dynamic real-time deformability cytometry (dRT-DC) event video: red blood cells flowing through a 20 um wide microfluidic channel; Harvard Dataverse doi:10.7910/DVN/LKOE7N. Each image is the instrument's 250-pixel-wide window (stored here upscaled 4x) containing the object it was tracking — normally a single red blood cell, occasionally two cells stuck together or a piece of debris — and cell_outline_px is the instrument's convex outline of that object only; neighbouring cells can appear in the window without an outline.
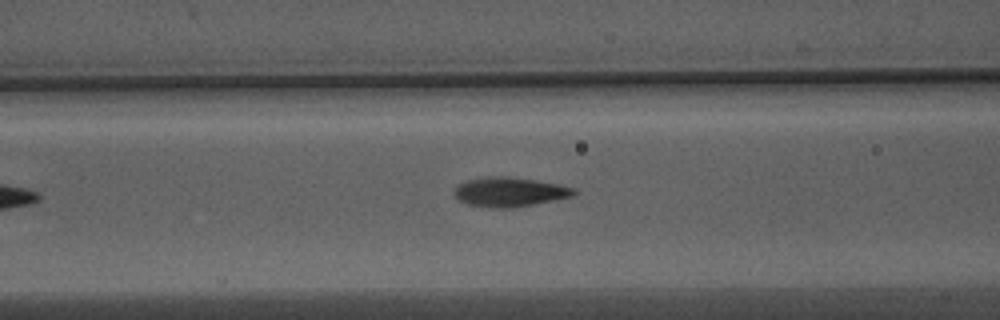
{"species": "Egyptian fruit bat (a non-hibernating species)", "species_latin": "Rousettus aegyptiacus", "temperature_condition": "warm", "stored_images_in_passage": 27, "camera_frame_rate_fps": 3000, "um_per_image_px": 0.085, "animal": {"sex": "male"}, "frame": {"image": 1, "passage_image": 10, "time_ms": 3.0, "image_size_px": [1000, 320], "cell_outline_px": [[576, 192], [572, 196], [512, 208], [492, 208], [468, 204], [460, 200], [456, 196], [456, 188], [460, 184], [468, 180], [492, 176], [508, 176], [536, 180], [560, 184], [576, 188]], "centroid_in_image_um": [43.36, 16.31], "position_along_channel_um": 123.2, "area_um2": 20.17}}
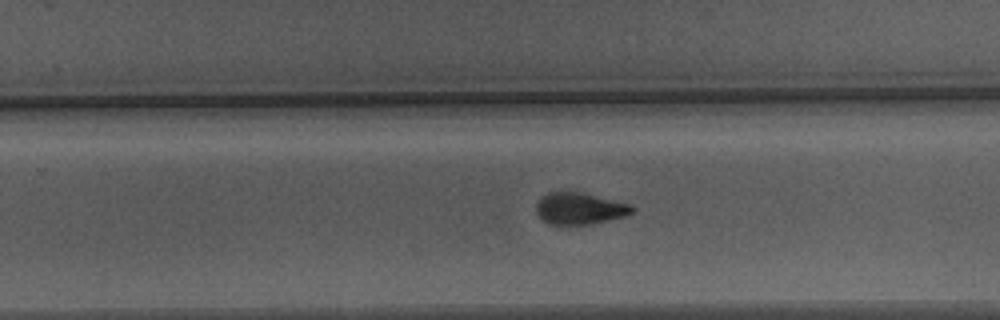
{"frame": {"image": 2, "passage_image": 19, "time_ms": 6.0, "image_size_px": [1000, 320], "cell_outline_px": [[636, 208], [632, 212], [624, 216], [592, 224], [548, 224], [536, 212], [536, 204], [548, 192], [580, 192], [632, 204]], "centroid_in_image_um": [49.3, 17.72], "position_along_channel_um": 280.5, "area_um2": 17.51}}
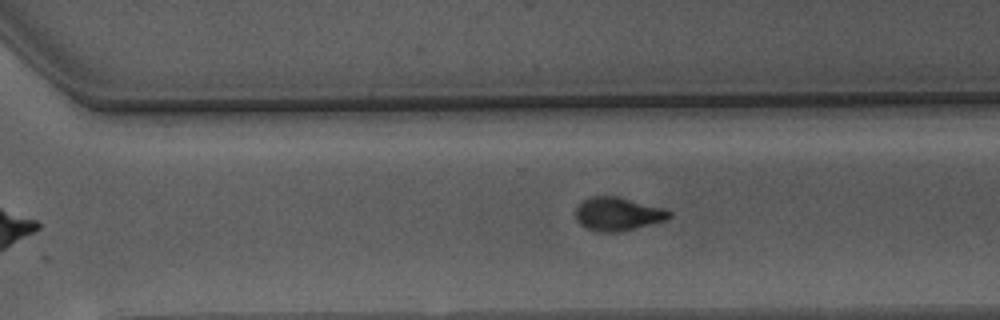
{"frame": {"image": 3, "passage_image": 22, "time_ms": 7.0, "image_size_px": [1000, 320], "cell_outline_px": [[672, 216], [668, 220], [616, 232], [596, 232], [584, 228], [576, 220], [576, 208], [584, 200], [592, 196], [616, 196], [664, 208], [672, 212]], "centroid_in_image_um": [52.51, 18.19], "position_along_channel_um": 318.1, "area_um2": 18.21}}